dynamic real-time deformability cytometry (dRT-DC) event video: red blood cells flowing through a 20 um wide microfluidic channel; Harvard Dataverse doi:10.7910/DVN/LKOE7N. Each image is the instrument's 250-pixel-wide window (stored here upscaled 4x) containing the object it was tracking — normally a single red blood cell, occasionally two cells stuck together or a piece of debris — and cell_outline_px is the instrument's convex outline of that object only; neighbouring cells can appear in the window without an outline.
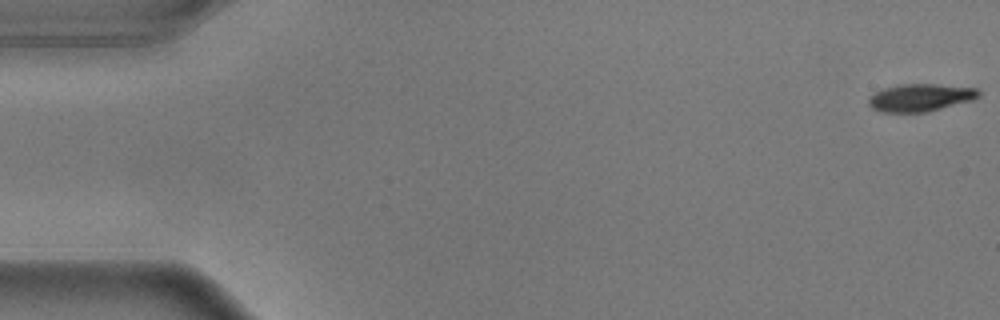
{"species": "common noctule bat (a hibernating species)", "species_latin": "Nyctalus noctula", "temperature_condition": "warm", "stored_images_in_passage": 56, "camera_frame_rate_fps": 3000, "um_per_image_px": 0.085, "animal": {"sex": "male", "body_mass_g": 17.9}, "frame": {"image": 1, "passage_image": 1, "time_ms": 0.0, "image_size_px": [1000, 320], "cell_outline_px": [[980, 96], [972, 100], [928, 112], [880, 112], [872, 108], [868, 104], [868, 96], [884, 88], [900, 84], [936, 84], [980, 88]], "centroid_in_image_um": [78.24, 8.29], "position_along_channel_um": 6.8, "area_um2": 17.86}}
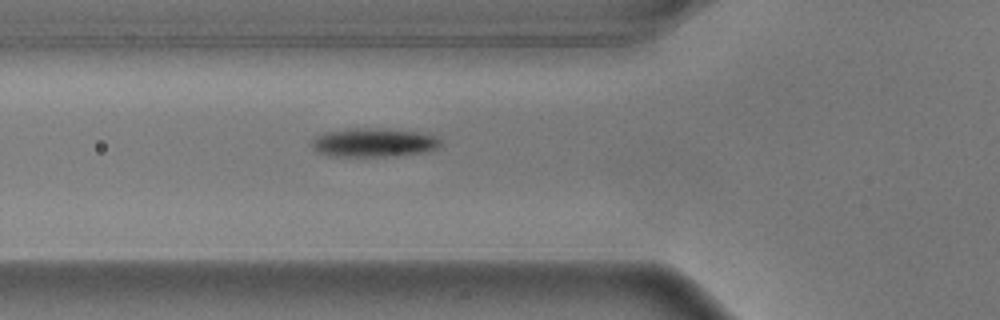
{"frame": {"image": 2, "passage_image": 20, "time_ms": 6.333, "image_size_px": [1000, 320], "cell_outline_px": [[444, 144], [436, 148], [424, 152], [384, 156], [328, 156], [316, 152], [308, 144], [316, 136], [324, 132], [348, 128], [384, 128], [416, 132], [440, 136]], "centroid_in_image_um": [31.73, 12.1], "position_along_channel_um": 94.1, "area_um2": 21.96}}
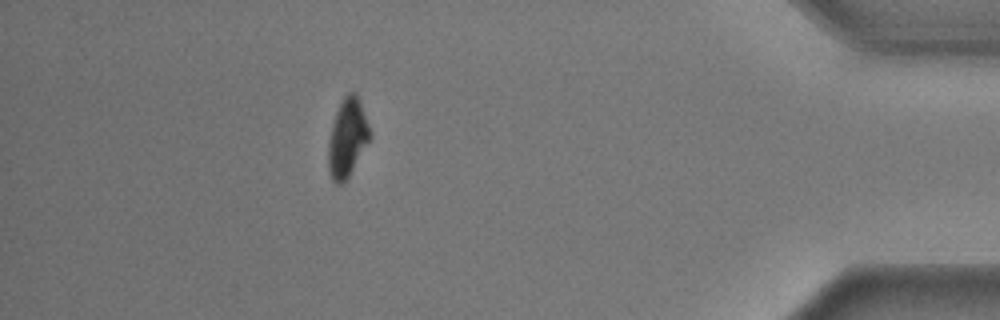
{"frame": {"image": 3, "passage_image": 50, "time_ms": 16.333, "image_size_px": [1000, 320], "cell_outline_px": [[372, 136], [344, 184], [336, 184], [332, 180], [328, 172], [328, 140], [332, 124], [336, 112], [344, 96], [348, 92], [356, 92], [360, 100], [372, 132]], "centroid_in_image_um": [29.53, 11.72], "position_along_channel_um": 405.7, "area_um2": 19.25}, "authors_computed_cell_mechanics": {"area_um2": 20.2878, "velocity_mm_per_s": 3.6103, "shape_relaxation_time_tau1_ms": 2.649, "shape_relaxation_time_tau2_ms": null, "deformation_change_tau1": 0.1301, "deformation_change_tau2": null}}